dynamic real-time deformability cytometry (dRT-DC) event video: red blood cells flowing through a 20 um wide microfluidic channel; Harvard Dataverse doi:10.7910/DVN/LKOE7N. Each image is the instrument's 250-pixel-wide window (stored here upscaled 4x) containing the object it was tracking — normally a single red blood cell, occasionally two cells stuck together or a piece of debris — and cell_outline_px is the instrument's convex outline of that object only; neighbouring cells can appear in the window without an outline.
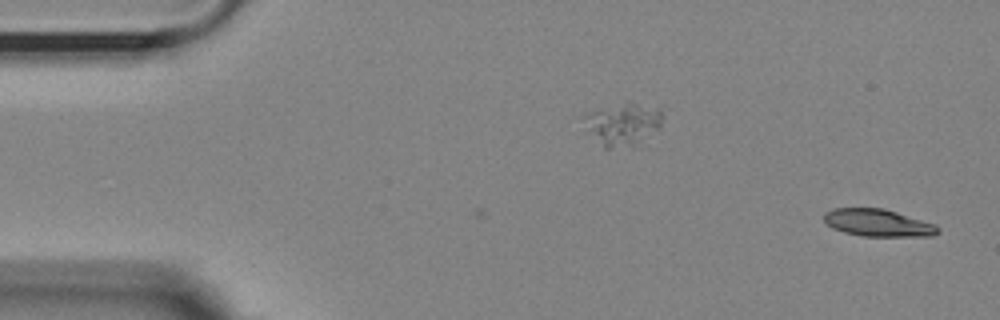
{"species": "Egyptian fruit bat (a non-hibernating species)", "species_latin": "Rousettus aegyptiacus", "temperature_condition": "room temperature", "stored_images_in_passage": 46, "camera_frame_rate_fps": 3000, "um_per_image_px": 0.085, "animal": {"sex": "female"}, "frame": {"image": 1, "passage_image": 1, "time_ms": 0.0, "image_size_px": [1000, 320], "cell_outline_px": [[940, 232], [932, 236], [864, 236], [844, 232], [832, 228], [824, 220], [824, 212], [832, 208], [884, 208], [936, 224], [940, 228]], "centroid_in_image_um": [74.65, 18.93], "position_along_channel_um": 10.4, "area_um2": 18.21}}
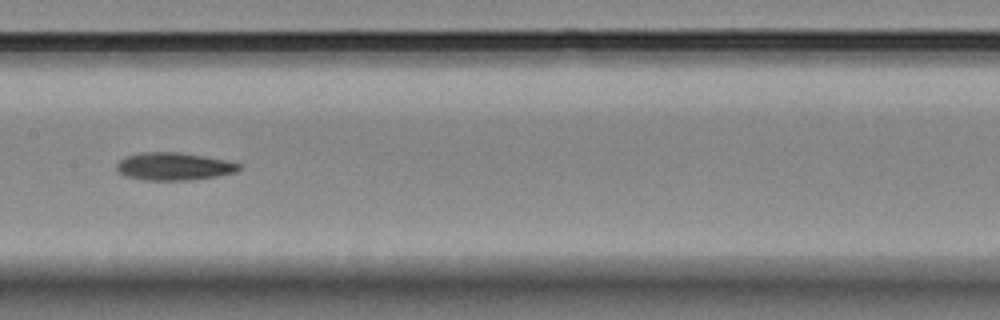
{"frame": {"image": 2, "passage_image": 26, "time_ms": 8.333, "image_size_px": [1000, 320], "cell_outline_px": [[244, 168], [236, 172], [216, 176], [192, 180], [144, 180], [124, 176], [116, 168], [116, 164], [124, 156], [140, 152], [180, 152], [204, 156], [224, 160], [240, 164]], "centroid_in_image_um": [14.76, 14.14], "position_along_channel_um": 192.6, "area_um2": 19.88}}
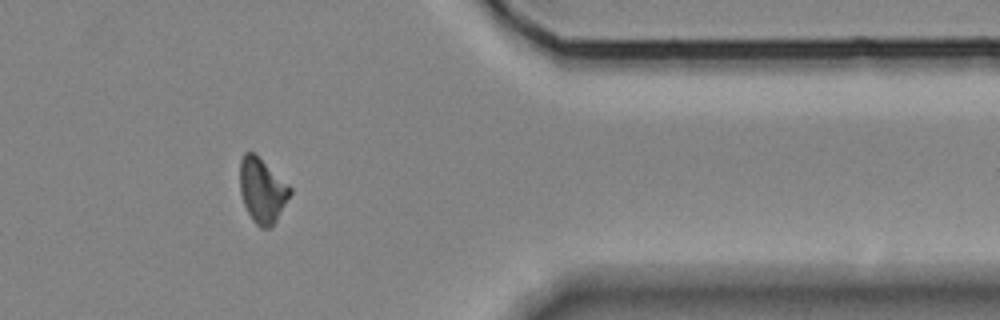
{"frame": {"image": 3, "passage_image": 44, "time_ms": 14.333, "image_size_px": [1000, 320], "cell_outline_px": [[292, 192], [276, 220], [268, 228], [260, 228], [252, 220], [244, 204], [240, 192], [240, 160], [244, 152], [256, 152], [292, 188]], "centroid_in_image_um": [22.28, 16.14], "position_along_channel_um": 389.1, "area_um2": 18.96}, "authors_computed_cell_mechanics": {"area_um2": 19.4208, "velocity_mm_per_s": 3.5986, "shape_relaxation_time_tau1_ms": 4.3664, "shape_relaxation_time_tau2_ms": null, "deformation_change_tau1": 0.1361, "deformation_change_tau2": null}}